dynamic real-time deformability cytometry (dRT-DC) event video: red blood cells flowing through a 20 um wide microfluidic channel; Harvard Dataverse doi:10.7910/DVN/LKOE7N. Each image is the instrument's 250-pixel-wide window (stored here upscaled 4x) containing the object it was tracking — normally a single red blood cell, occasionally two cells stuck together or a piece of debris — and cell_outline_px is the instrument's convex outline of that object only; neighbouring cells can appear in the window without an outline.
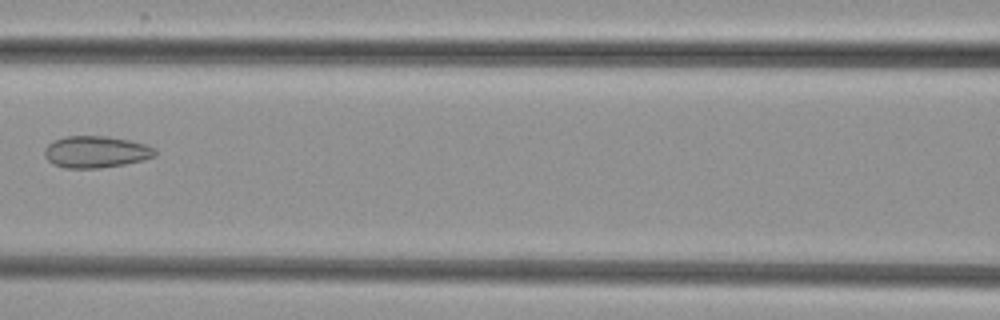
{"species": "common noctule bat (a hibernating species)", "species_latin": "Nyctalus noctula", "temperature_condition": "cold", "stored_images_in_passage": 3, "camera_frame_rate_fps": 3000, "um_per_image_px": 0.085, "animal": {"sex": "female", "body_mass_g": 29.2, "forearm_length_mm": 56.3}, "frame": {"image": 1, "passage_image": 3, "time_ms": 3.0, "image_size_px": [1000, 320], "cell_outline_px": [[156, 156], [144, 160], [124, 164], [100, 168], [64, 168], [52, 164], [44, 156], [44, 148], [52, 140], [64, 136], [108, 136], [128, 140], [144, 144], [156, 148]], "centroid_in_image_um": [8.13, 12.91], "position_along_channel_um": 158.5, "area_um2": 20.69}}